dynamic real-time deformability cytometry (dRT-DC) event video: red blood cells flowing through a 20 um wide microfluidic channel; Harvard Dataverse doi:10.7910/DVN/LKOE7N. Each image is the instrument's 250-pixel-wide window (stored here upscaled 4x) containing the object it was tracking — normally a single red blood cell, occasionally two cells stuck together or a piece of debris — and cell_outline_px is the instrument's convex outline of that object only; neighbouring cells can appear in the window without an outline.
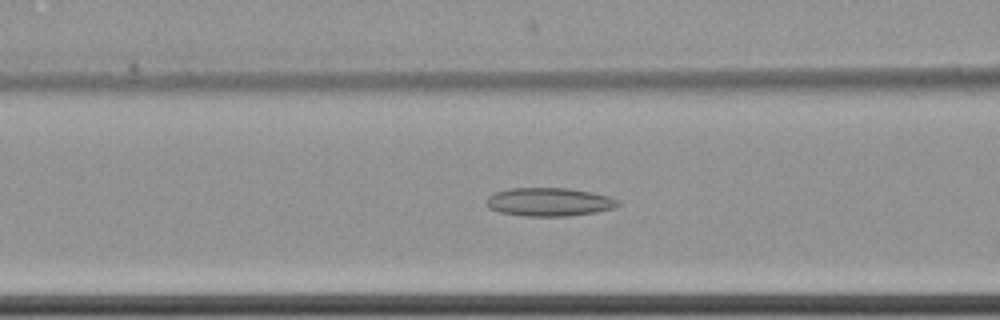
{"species": "common noctule bat (a hibernating species)", "species_latin": "Nyctalus noctula", "temperature_condition": "cold", "stored_images_in_passage": 47, "camera_frame_rate_fps": 3000, "um_per_image_px": 0.085, "animal": {"sex": "female", "body_mass_g": 22.7, "forearm_length_mm": 54.2}, "frame": {"image": 1, "passage_image": 12, "time_ms": 3.667, "image_size_px": [1000, 320], "cell_outline_px": [[620, 204], [616, 208], [596, 212], [568, 216], [520, 216], [500, 212], [488, 208], [484, 200], [492, 192], [508, 188], [568, 188], [592, 192], [608, 196], [620, 200]], "centroid_in_image_um": [46.65, 17.16], "position_along_channel_um": 120.0, "area_um2": 22.2}}
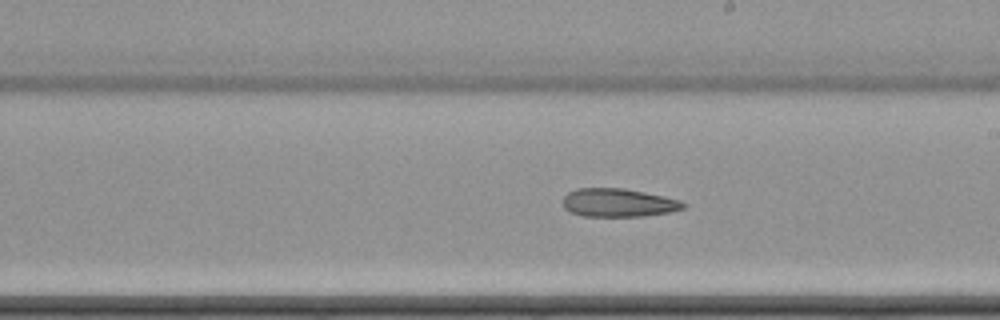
{"frame": {"image": 2, "passage_image": 22, "time_ms": 7.0, "image_size_px": [1000, 320], "cell_outline_px": [[688, 204], [684, 208], [672, 212], [644, 216], [584, 216], [572, 212], [564, 208], [564, 196], [568, 192], [576, 188], [624, 188], [664, 196], [680, 200]], "centroid_in_image_um": [52.6, 17.23], "position_along_channel_um": 236.4, "area_um2": 19.94}}
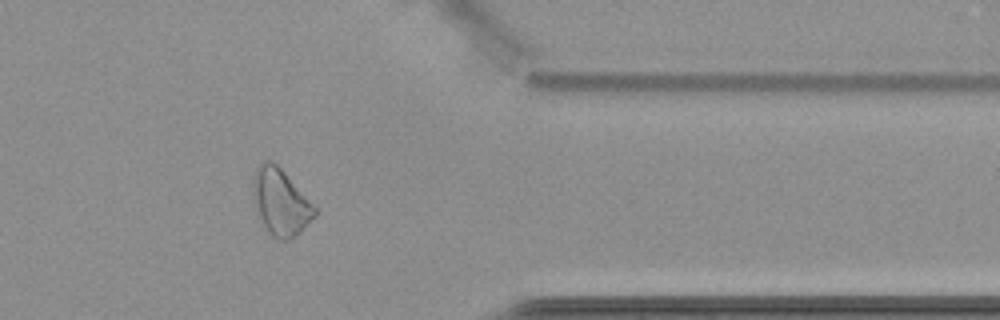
{"frame": {"image": 3, "passage_image": 36, "time_ms": 11.667, "image_size_px": [1000, 320], "cell_outline_px": [[320, 212], [300, 232], [288, 240], [280, 240], [272, 236], [264, 228], [256, 212], [252, 184], [256, 168], [264, 160], [268, 160], [276, 164], [284, 172]], "centroid_in_image_um": [23.85, 17.21], "position_along_channel_um": 387.6, "area_um2": 23.81}}